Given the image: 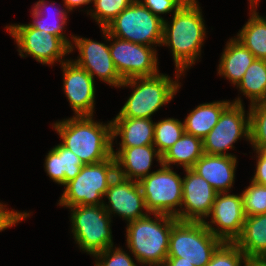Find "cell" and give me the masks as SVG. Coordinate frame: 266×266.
Wrapping results in <instances>:
<instances>
[{
    "label": "cell",
    "instance_id": "f1b7e54d",
    "mask_svg": "<svg viewBox=\"0 0 266 266\" xmlns=\"http://www.w3.org/2000/svg\"><path fill=\"white\" fill-rule=\"evenodd\" d=\"M185 133L184 123L176 118H165L154 125L153 145L163 155Z\"/></svg>",
    "mask_w": 266,
    "mask_h": 266
},
{
    "label": "cell",
    "instance_id": "ac0fdd59",
    "mask_svg": "<svg viewBox=\"0 0 266 266\" xmlns=\"http://www.w3.org/2000/svg\"><path fill=\"white\" fill-rule=\"evenodd\" d=\"M112 147V155L116 160L117 175L121 178L139 182L150 172L154 158L162 165V155L154 145L135 146L130 148Z\"/></svg>",
    "mask_w": 266,
    "mask_h": 266
},
{
    "label": "cell",
    "instance_id": "603a6c76",
    "mask_svg": "<svg viewBox=\"0 0 266 266\" xmlns=\"http://www.w3.org/2000/svg\"><path fill=\"white\" fill-rule=\"evenodd\" d=\"M231 103L229 100H220L198 105L183 121L185 132L201 139L205 138Z\"/></svg>",
    "mask_w": 266,
    "mask_h": 266
},
{
    "label": "cell",
    "instance_id": "30bf717a",
    "mask_svg": "<svg viewBox=\"0 0 266 266\" xmlns=\"http://www.w3.org/2000/svg\"><path fill=\"white\" fill-rule=\"evenodd\" d=\"M160 167L138 182L145 199V205L150 213L176 217L182 205L183 178L174 172L172 167L164 165H160Z\"/></svg>",
    "mask_w": 266,
    "mask_h": 266
},
{
    "label": "cell",
    "instance_id": "60d3db41",
    "mask_svg": "<svg viewBox=\"0 0 266 266\" xmlns=\"http://www.w3.org/2000/svg\"><path fill=\"white\" fill-rule=\"evenodd\" d=\"M182 6L191 5L197 0H177Z\"/></svg>",
    "mask_w": 266,
    "mask_h": 266
},
{
    "label": "cell",
    "instance_id": "ba28073f",
    "mask_svg": "<svg viewBox=\"0 0 266 266\" xmlns=\"http://www.w3.org/2000/svg\"><path fill=\"white\" fill-rule=\"evenodd\" d=\"M111 36L154 47L161 46L163 20L135 0L105 27Z\"/></svg>",
    "mask_w": 266,
    "mask_h": 266
},
{
    "label": "cell",
    "instance_id": "d4e9b609",
    "mask_svg": "<svg viewBox=\"0 0 266 266\" xmlns=\"http://www.w3.org/2000/svg\"><path fill=\"white\" fill-rule=\"evenodd\" d=\"M54 4H56L55 1L50 4H48L46 0L37 1L32 7V12H30L32 14L33 21L28 24L36 29L44 30L49 34L59 36L70 47L72 40H69L65 33L62 32L67 25V13L69 12L67 9H58L54 7ZM47 5L51 8H48L49 6ZM51 9L55 12L52 13Z\"/></svg>",
    "mask_w": 266,
    "mask_h": 266
},
{
    "label": "cell",
    "instance_id": "6da1fadb",
    "mask_svg": "<svg viewBox=\"0 0 266 266\" xmlns=\"http://www.w3.org/2000/svg\"><path fill=\"white\" fill-rule=\"evenodd\" d=\"M200 8L198 1L181 6L173 13L170 22L163 21L161 46L170 48L175 70L183 75L201 58L207 28Z\"/></svg>",
    "mask_w": 266,
    "mask_h": 266
},
{
    "label": "cell",
    "instance_id": "9c48e42d",
    "mask_svg": "<svg viewBox=\"0 0 266 266\" xmlns=\"http://www.w3.org/2000/svg\"><path fill=\"white\" fill-rule=\"evenodd\" d=\"M241 96L222 112L219 121L202 139L203 152L208 155L235 156L225 152L234 148L233 144L244 138L250 141V117L246 111Z\"/></svg>",
    "mask_w": 266,
    "mask_h": 266
},
{
    "label": "cell",
    "instance_id": "4dcf8cb0",
    "mask_svg": "<svg viewBox=\"0 0 266 266\" xmlns=\"http://www.w3.org/2000/svg\"><path fill=\"white\" fill-rule=\"evenodd\" d=\"M135 0H93V9L86 10L100 28H105Z\"/></svg>",
    "mask_w": 266,
    "mask_h": 266
},
{
    "label": "cell",
    "instance_id": "5bb4252c",
    "mask_svg": "<svg viewBox=\"0 0 266 266\" xmlns=\"http://www.w3.org/2000/svg\"><path fill=\"white\" fill-rule=\"evenodd\" d=\"M209 217L211 221L203 223L214 236L223 242H235L246 219L242 194L217 193Z\"/></svg>",
    "mask_w": 266,
    "mask_h": 266
},
{
    "label": "cell",
    "instance_id": "52a82bcc",
    "mask_svg": "<svg viewBox=\"0 0 266 266\" xmlns=\"http://www.w3.org/2000/svg\"><path fill=\"white\" fill-rule=\"evenodd\" d=\"M69 209L71 232L80 250L94 256L114 245L112 217L102 205H77Z\"/></svg>",
    "mask_w": 266,
    "mask_h": 266
},
{
    "label": "cell",
    "instance_id": "e0dca14e",
    "mask_svg": "<svg viewBox=\"0 0 266 266\" xmlns=\"http://www.w3.org/2000/svg\"><path fill=\"white\" fill-rule=\"evenodd\" d=\"M63 71V90L74 116H94L95 81L71 58L61 63Z\"/></svg>",
    "mask_w": 266,
    "mask_h": 266
},
{
    "label": "cell",
    "instance_id": "83f0119b",
    "mask_svg": "<svg viewBox=\"0 0 266 266\" xmlns=\"http://www.w3.org/2000/svg\"><path fill=\"white\" fill-rule=\"evenodd\" d=\"M250 105L266 102V60L255 59L236 86Z\"/></svg>",
    "mask_w": 266,
    "mask_h": 266
},
{
    "label": "cell",
    "instance_id": "f546056e",
    "mask_svg": "<svg viewBox=\"0 0 266 266\" xmlns=\"http://www.w3.org/2000/svg\"><path fill=\"white\" fill-rule=\"evenodd\" d=\"M250 145L253 150L266 151V102L249 106Z\"/></svg>",
    "mask_w": 266,
    "mask_h": 266
},
{
    "label": "cell",
    "instance_id": "1f68e13d",
    "mask_svg": "<svg viewBox=\"0 0 266 266\" xmlns=\"http://www.w3.org/2000/svg\"><path fill=\"white\" fill-rule=\"evenodd\" d=\"M247 256L234 242H223L206 266H246Z\"/></svg>",
    "mask_w": 266,
    "mask_h": 266
},
{
    "label": "cell",
    "instance_id": "7c38bea8",
    "mask_svg": "<svg viewBox=\"0 0 266 266\" xmlns=\"http://www.w3.org/2000/svg\"><path fill=\"white\" fill-rule=\"evenodd\" d=\"M100 29L104 39L110 42V55L123 80L160 73L158 70V53H156L155 47L125 41L111 36L106 28Z\"/></svg>",
    "mask_w": 266,
    "mask_h": 266
},
{
    "label": "cell",
    "instance_id": "44dd1931",
    "mask_svg": "<svg viewBox=\"0 0 266 266\" xmlns=\"http://www.w3.org/2000/svg\"><path fill=\"white\" fill-rule=\"evenodd\" d=\"M255 59L251 51L234 36L225 45L217 72L219 76L227 78L231 84L237 86Z\"/></svg>",
    "mask_w": 266,
    "mask_h": 266
},
{
    "label": "cell",
    "instance_id": "836d02e7",
    "mask_svg": "<svg viewBox=\"0 0 266 266\" xmlns=\"http://www.w3.org/2000/svg\"><path fill=\"white\" fill-rule=\"evenodd\" d=\"M93 258L97 260L95 266H137L129 253L115 245L96 253Z\"/></svg>",
    "mask_w": 266,
    "mask_h": 266
},
{
    "label": "cell",
    "instance_id": "8d00e7d4",
    "mask_svg": "<svg viewBox=\"0 0 266 266\" xmlns=\"http://www.w3.org/2000/svg\"><path fill=\"white\" fill-rule=\"evenodd\" d=\"M256 152V169L251 181L266 186V151Z\"/></svg>",
    "mask_w": 266,
    "mask_h": 266
},
{
    "label": "cell",
    "instance_id": "ab89813d",
    "mask_svg": "<svg viewBox=\"0 0 266 266\" xmlns=\"http://www.w3.org/2000/svg\"><path fill=\"white\" fill-rule=\"evenodd\" d=\"M246 266H266V257L248 258Z\"/></svg>",
    "mask_w": 266,
    "mask_h": 266
},
{
    "label": "cell",
    "instance_id": "8992f818",
    "mask_svg": "<svg viewBox=\"0 0 266 266\" xmlns=\"http://www.w3.org/2000/svg\"><path fill=\"white\" fill-rule=\"evenodd\" d=\"M223 241L203 222L177 220L171 229L167 257H180L194 266H206Z\"/></svg>",
    "mask_w": 266,
    "mask_h": 266
},
{
    "label": "cell",
    "instance_id": "7402d4cb",
    "mask_svg": "<svg viewBox=\"0 0 266 266\" xmlns=\"http://www.w3.org/2000/svg\"><path fill=\"white\" fill-rule=\"evenodd\" d=\"M83 165L72 151L60 143L48 151L44 163L49 178L63 186L80 173Z\"/></svg>",
    "mask_w": 266,
    "mask_h": 266
},
{
    "label": "cell",
    "instance_id": "277c9868",
    "mask_svg": "<svg viewBox=\"0 0 266 266\" xmlns=\"http://www.w3.org/2000/svg\"><path fill=\"white\" fill-rule=\"evenodd\" d=\"M176 80L167 74L126 79L119 86L134 88L116 117L152 119L163 105L168 104L181 87L179 78L183 74L175 70Z\"/></svg>",
    "mask_w": 266,
    "mask_h": 266
},
{
    "label": "cell",
    "instance_id": "e575fe53",
    "mask_svg": "<svg viewBox=\"0 0 266 266\" xmlns=\"http://www.w3.org/2000/svg\"><path fill=\"white\" fill-rule=\"evenodd\" d=\"M155 16L165 20L160 14L176 12L182 5L177 0H139Z\"/></svg>",
    "mask_w": 266,
    "mask_h": 266
},
{
    "label": "cell",
    "instance_id": "2e32d148",
    "mask_svg": "<svg viewBox=\"0 0 266 266\" xmlns=\"http://www.w3.org/2000/svg\"><path fill=\"white\" fill-rule=\"evenodd\" d=\"M182 179V205L176 218L180 221L204 222L212 210L217 192L192 169Z\"/></svg>",
    "mask_w": 266,
    "mask_h": 266
},
{
    "label": "cell",
    "instance_id": "d590c367",
    "mask_svg": "<svg viewBox=\"0 0 266 266\" xmlns=\"http://www.w3.org/2000/svg\"><path fill=\"white\" fill-rule=\"evenodd\" d=\"M6 204H2L0 202V232L8 229L9 227H13L17 223H20L21 221L27 219L30 217V214L28 212H19L8 210V207L6 209Z\"/></svg>",
    "mask_w": 266,
    "mask_h": 266
},
{
    "label": "cell",
    "instance_id": "d6986e66",
    "mask_svg": "<svg viewBox=\"0 0 266 266\" xmlns=\"http://www.w3.org/2000/svg\"><path fill=\"white\" fill-rule=\"evenodd\" d=\"M236 156L203 154L195 163L194 170L203 177L217 193L229 192L235 183ZM234 182V183H233Z\"/></svg>",
    "mask_w": 266,
    "mask_h": 266
},
{
    "label": "cell",
    "instance_id": "f35d334b",
    "mask_svg": "<svg viewBox=\"0 0 266 266\" xmlns=\"http://www.w3.org/2000/svg\"><path fill=\"white\" fill-rule=\"evenodd\" d=\"M162 266H194L187 261H180V257H167Z\"/></svg>",
    "mask_w": 266,
    "mask_h": 266
},
{
    "label": "cell",
    "instance_id": "9a60e30c",
    "mask_svg": "<svg viewBox=\"0 0 266 266\" xmlns=\"http://www.w3.org/2000/svg\"><path fill=\"white\" fill-rule=\"evenodd\" d=\"M103 198L108 199V202L103 201L102 204L106 212L111 217H113L112 214L120 216L127 223L145 217L150 213L146 208L145 199L137 181L124 179L116 175L110 182Z\"/></svg>",
    "mask_w": 266,
    "mask_h": 266
},
{
    "label": "cell",
    "instance_id": "ffe728a7",
    "mask_svg": "<svg viewBox=\"0 0 266 266\" xmlns=\"http://www.w3.org/2000/svg\"><path fill=\"white\" fill-rule=\"evenodd\" d=\"M112 121V142L119 136V148L153 145L154 125L152 119L114 117Z\"/></svg>",
    "mask_w": 266,
    "mask_h": 266
},
{
    "label": "cell",
    "instance_id": "5b68a950",
    "mask_svg": "<svg viewBox=\"0 0 266 266\" xmlns=\"http://www.w3.org/2000/svg\"><path fill=\"white\" fill-rule=\"evenodd\" d=\"M116 160L83 165L80 173L64 186L57 205L70 208L77 205H102L110 182L116 177Z\"/></svg>",
    "mask_w": 266,
    "mask_h": 266
},
{
    "label": "cell",
    "instance_id": "7a4b0ae2",
    "mask_svg": "<svg viewBox=\"0 0 266 266\" xmlns=\"http://www.w3.org/2000/svg\"><path fill=\"white\" fill-rule=\"evenodd\" d=\"M52 127L61 145L72 151L84 165L105 161L112 156V121L97 122L93 116H73L56 121Z\"/></svg>",
    "mask_w": 266,
    "mask_h": 266
},
{
    "label": "cell",
    "instance_id": "484cf974",
    "mask_svg": "<svg viewBox=\"0 0 266 266\" xmlns=\"http://www.w3.org/2000/svg\"><path fill=\"white\" fill-rule=\"evenodd\" d=\"M234 243L247 258L266 257V213L246 217L242 233Z\"/></svg>",
    "mask_w": 266,
    "mask_h": 266
},
{
    "label": "cell",
    "instance_id": "3957f363",
    "mask_svg": "<svg viewBox=\"0 0 266 266\" xmlns=\"http://www.w3.org/2000/svg\"><path fill=\"white\" fill-rule=\"evenodd\" d=\"M177 220L171 215L149 213L127 223L126 246L137 263L142 266H162L168 255L171 229Z\"/></svg>",
    "mask_w": 266,
    "mask_h": 266
},
{
    "label": "cell",
    "instance_id": "4fadbf2b",
    "mask_svg": "<svg viewBox=\"0 0 266 266\" xmlns=\"http://www.w3.org/2000/svg\"><path fill=\"white\" fill-rule=\"evenodd\" d=\"M70 52L78 49L79 56L73 61L85 69L95 80V76L107 85L117 87L123 83L109 51V45L71 34Z\"/></svg>",
    "mask_w": 266,
    "mask_h": 266
},
{
    "label": "cell",
    "instance_id": "4316f807",
    "mask_svg": "<svg viewBox=\"0 0 266 266\" xmlns=\"http://www.w3.org/2000/svg\"><path fill=\"white\" fill-rule=\"evenodd\" d=\"M204 154L201 138L184 133L180 139L162 155V165L171 164L192 169L197 160Z\"/></svg>",
    "mask_w": 266,
    "mask_h": 266
},
{
    "label": "cell",
    "instance_id": "d6a6232c",
    "mask_svg": "<svg viewBox=\"0 0 266 266\" xmlns=\"http://www.w3.org/2000/svg\"><path fill=\"white\" fill-rule=\"evenodd\" d=\"M241 194L246 217L266 213V186L251 181Z\"/></svg>",
    "mask_w": 266,
    "mask_h": 266
},
{
    "label": "cell",
    "instance_id": "8fae6325",
    "mask_svg": "<svg viewBox=\"0 0 266 266\" xmlns=\"http://www.w3.org/2000/svg\"><path fill=\"white\" fill-rule=\"evenodd\" d=\"M6 31L17 43L20 57H33L43 65L60 64L67 61L64 57L71 53L70 47L56 35L31 27L29 24L7 25Z\"/></svg>",
    "mask_w": 266,
    "mask_h": 266
},
{
    "label": "cell",
    "instance_id": "74e56055",
    "mask_svg": "<svg viewBox=\"0 0 266 266\" xmlns=\"http://www.w3.org/2000/svg\"><path fill=\"white\" fill-rule=\"evenodd\" d=\"M65 9H67L68 12L73 11V9L78 8L82 5H88L90 3H93V0H63Z\"/></svg>",
    "mask_w": 266,
    "mask_h": 266
},
{
    "label": "cell",
    "instance_id": "cb8c5ba5",
    "mask_svg": "<svg viewBox=\"0 0 266 266\" xmlns=\"http://www.w3.org/2000/svg\"><path fill=\"white\" fill-rule=\"evenodd\" d=\"M258 3L260 1L249 2L250 17L235 38L249 49L256 59L266 60V16L263 17L256 11Z\"/></svg>",
    "mask_w": 266,
    "mask_h": 266
}]
</instances>
